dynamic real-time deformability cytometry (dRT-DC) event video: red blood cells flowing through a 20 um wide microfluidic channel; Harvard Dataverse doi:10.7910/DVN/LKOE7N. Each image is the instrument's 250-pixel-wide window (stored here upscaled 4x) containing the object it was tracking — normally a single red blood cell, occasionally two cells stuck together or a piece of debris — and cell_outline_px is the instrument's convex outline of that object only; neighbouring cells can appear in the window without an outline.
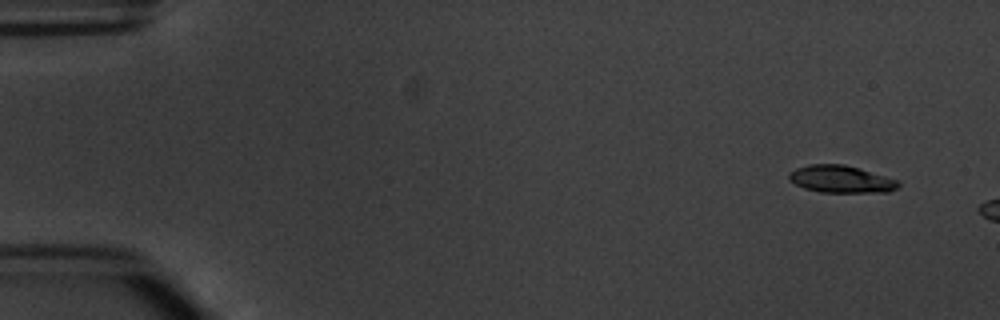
{"species": "common noctule bat (a hibernating species)", "species_latin": "Nyctalus noctula", "temperature_condition": "warm", "stored_images_in_passage": 2, "camera_frame_rate_fps": 3000, "um_per_image_px": 0.085, "animal": {"sex": "male", "body_mass_g": 20.1, "forearm_length_mm": 53.5}, "frame": {"image": 1, "passage_image": 1, "time_ms": 0.0, "image_size_px": [1000, 320], "cell_outline_px": [[900, 184], [896, 188], [888, 192], [820, 192], [804, 188], [788, 180], [788, 172], [796, 168], [808, 164], [844, 164], [900, 180]], "centroid_in_image_um": [71.46, 15.22], "position_along_channel_um": 13.5, "area_um2": 17.46}}